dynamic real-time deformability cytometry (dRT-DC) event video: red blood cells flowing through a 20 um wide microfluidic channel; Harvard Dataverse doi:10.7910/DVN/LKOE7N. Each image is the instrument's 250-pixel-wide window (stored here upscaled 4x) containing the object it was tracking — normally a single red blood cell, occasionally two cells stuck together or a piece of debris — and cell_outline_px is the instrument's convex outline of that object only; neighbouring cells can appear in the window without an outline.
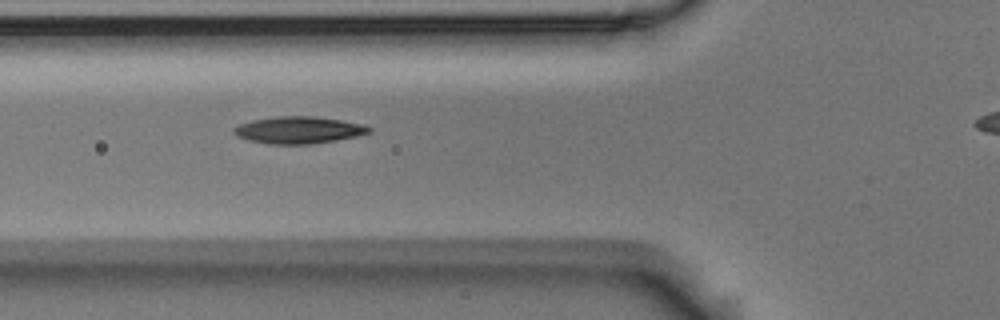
{"species": "Egyptian fruit bat (a non-hibernating species)", "species_latin": "Rousettus aegyptiacus", "temperature_condition": "room temperature", "stored_images_in_passage": 10, "camera_frame_rate_fps": 3000, "um_per_image_px": 0.085, "animal": {"sex": "male"}, "frame": {"image": 1, "passage_image": 4, "time_ms": 1.0, "image_size_px": [1000, 320], "cell_outline_px": [[372, 132], [356, 136], [336, 140], [308, 144], [268, 144], [248, 140], [236, 136], [232, 132], [232, 128], [240, 124], [252, 120], [276, 116], [312, 116], [340, 120], [360, 124], [372, 128]], "centroid_in_image_um": [25.33, 11.05], "position_along_channel_um": 100.5, "area_um2": 21.21}}
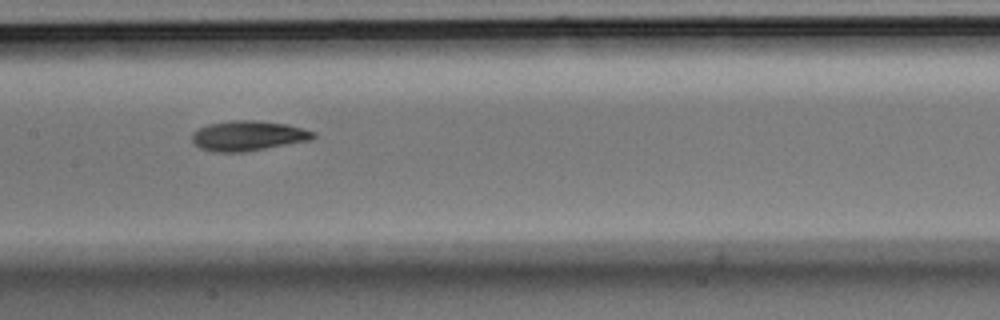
{"frame": {"image": 2, "passage_image": 6, "time_ms": 1.667, "image_size_px": [1000, 320], "cell_outline_px": [[316, 136], [312, 140], [244, 152], [212, 152], [200, 148], [192, 140], [192, 132], [208, 124], [232, 120], [252, 120], [288, 124], [316, 132]], "centroid_in_image_um": [21.11, 11.54], "position_along_channel_um": 186.3, "area_um2": 21.27}}
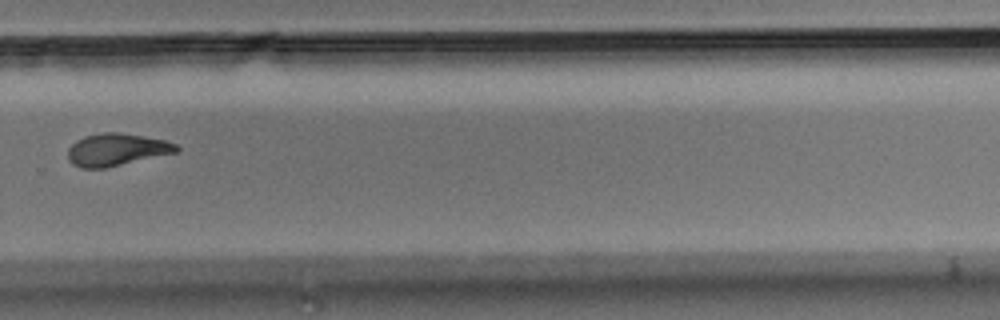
{"frame": {"image": 3, "passage_image": 9, "time_ms": 2.667, "image_size_px": [1000, 320], "cell_outline_px": [[180, 152], [104, 168], [80, 168], [72, 164], [68, 160], [68, 148], [76, 140], [84, 136], [104, 132], [120, 132], [164, 140], [176, 144], [180, 148]], "centroid_in_image_um": [9.91, 12.72], "position_along_channel_um": 319.9, "area_um2": 20.58}}